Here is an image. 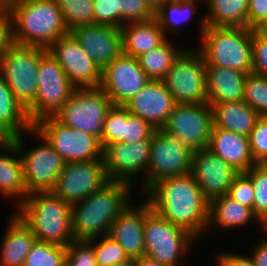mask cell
<instances>
[{
    "instance_id": "cell-1",
    "label": "cell",
    "mask_w": 267,
    "mask_h": 266,
    "mask_svg": "<svg viewBox=\"0 0 267 266\" xmlns=\"http://www.w3.org/2000/svg\"><path fill=\"white\" fill-rule=\"evenodd\" d=\"M140 197L145 198L161 217L196 239L206 236L209 201L191 173L158 180Z\"/></svg>"
},
{
    "instance_id": "cell-2",
    "label": "cell",
    "mask_w": 267,
    "mask_h": 266,
    "mask_svg": "<svg viewBox=\"0 0 267 266\" xmlns=\"http://www.w3.org/2000/svg\"><path fill=\"white\" fill-rule=\"evenodd\" d=\"M135 187L109 181L102 188L72 204V231L75 240H89L108 235L115 219L133 201Z\"/></svg>"
},
{
    "instance_id": "cell-3",
    "label": "cell",
    "mask_w": 267,
    "mask_h": 266,
    "mask_svg": "<svg viewBox=\"0 0 267 266\" xmlns=\"http://www.w3.org/2000/svg\"><path fill=\"white\" fill-rule=\"evenodd\" d=\"M10 11L15 44L48 49L69 33L55 0H13Z\"/></svg>"
},
{
    "instance_id": "cell-4",
    "label": "cell",
    "mask_w": 267,
    "mask_h": 266,
    "mask_svg": "<svg viewBox=\"0 0 267 266\" xmlns=\"http://www.w3.org/2000/svg\"><path fill=\"white\" fill-rule=\"evenodd\" d=\"M15 208L38 241L67 247L75 240L72 205L52 191L30 193Z\"/></svg>"
},
{
    "instance_id": "cell-5",
    "label": "cell",
    "mask_w": 267,
    "mask_h": 266,
    "mask_svg": "<svg viewBox=\"0 0 267 266\" xmlns=\"http://www.w3.org/2000/svg\"><path fill=\"white\" fill-rule=\"evenodd\" d=\"M198 48L206 67L252 73V29L206 25Z\"/></svg>"
},
{
    "instance_id": "cell-6",
    "label": "cell",
    "mask_w": 267,
    "mask_h": 266,
    "mask_svg": "<svg viewBox=\"0 0 267 266\" xmlns=\"http://www.w3.org/2000/svg\"><path fill=\"white\" fill-rule=\"evenodd\" d=\"M144 241L145 256L166 266H183L190 247L198 240L161 217L145 199Z\"/></svg>"
},
{
    "instance_id": "cell-7",
    "label": "cell",
    "mask_w": 267,
    "mask_h": 266,
    "mask_svg": "<svg viewBox=\"0 0 267 266\" xmlns=\"http://www.w3.org/2000/svg\"><path fill=\"white\" fill-rule=\"evenodd\" d=\"M47 51L38 46L12 42L0 55V75L25 110L35 101L40 58Z\"/></svg>"
},
{
    "instance_id": "cell-8",
    "label": "cell",
    "mask_w": 267,
    "mask_h": 266,
    "mask_svg": "<svg viewBox=\"0 0 267 266\" xmlns=\"http://www.w3.org/2000/svg\"><path fill=\"white\" fill-rule=\"evenodd\" d=\"M28 134H31L33 138L36 137V140H41L39 141L40 144L32 149L29 148V150L25 147L27 144L24 141ZM12 139L15 141L21 157L23 176L28 194L52 191L65 161L34 127Z\"/></svg>"
},
{
    "instance_id": "cell-9",
    "label": "cell",
    "mask_w": 267,
    "mask_h": 266,
    "mask_svg": "<svg viewBox=\"0 0 267 266\" xmlns=\"http://www.w3.org/2000/svg\"><path fill=\"white\" fill-rule=\"evenodd\" d=\"M196 47H185L163 79L178 104L208 102L206 63L198 45Z\"/></svg>"
},
{
    "instance_id": "cell-10",
    "label": "cell",
    "mask_w": 267,
    "mask_h": 266,
    "mask_svg": "<svg viewBox=\"0 0 267 266\" xmlns=\"http://www.w3.org/2000/svg\"><path fill=\"white\" fill-rule=\"evenodd\" d=\"M37 78L35 101L26 110L33 124L43 117L54 116L76 89L49 51L40 58Z\"/></svg>"
},
{
    "instance_id": "cell-11",
    "label": "cell",
    "mask_w": 267,
    "mask_h": 266,
    "mask_svg": "<svg viewBox=\"0 0 267 266\" xmlns=\"http://www.w3.org/2000/svg\"><path fill=\"white\" fill-rule=\"evenodd\" d=\"M112 102L100 88H76L54 115L62 124L97 137L101 142L103 122Z\"/></svg>"
},
{
    "instance_id": "cell-12",
    "label": "cell",
    "mask_w": 267,
    "mask_h": 266,
    "mask_svg": "<svg viewBox=\"0 0 267 266\" xmlns=\"http://www.w3.org/2000/svg\"><path fill=\"white\" fill-rule=\"evenodd\" d=\"M33 127L53 146L65 163L103 160V147L97 137L70 128L54 116L39 119Z\"/></svg>"
},
{
    "instance_id": "cell-13",
    "label": "cell",
    "mask_w": 267,
    "mask_h": 266,
    "mask_svg": "<svg viewBox=\"0 0 267 266\" xmlns=\"http://www.w3.org/2000/svg\"><path fill=\"white\" fill-rule=\"evenodd\" d=\"M152 138L135 143L119 142L103 150L104 166L110 181H120L137 187L135 181L141 174V194L147 191V166L150 159ZM138 175V176H137ZM135 183V184H134ZM135 185V186H134Z\"/></svg>"
},
{
    "instance_id": "cell-14",
    "label": "cell",
    "mask_w": 267,
    "mask_h": 266,
    "mask_svg": "<svg viewBox=\"0 0 267 266\" xmlns=\"http://www.w3.org/2000/svg\"><path fill=\"white\" fill-rule=\"evenodd\" d=\"M193 151L176 137L157 129L152 135L147 190L158 180L191 173Z\"/></svg>"
},
{
    "instance_id": "cell-15",
    "label": "cell",
    "mask_w": 267,
    "mask_h": 266,
    "mask_svg": "<svg viewBox=\"0 0 267 266\" xmlns=\"http://www.w3.org/2000/svg\"><path fill=\"white\" fill-rule=\"evenodd\" d=\"M213 125V110L208 102L177 103L162 130L182 141L192 151H197L208 148Z\"/></svg>"
},
{
    "instance_id": "cell-16",
    "label": "cell",
    "mask_w": 267,
    "mask_h": 266,
    "mask_svg": "<svg viewBox=\"0 0 267 266\" xmlns=\"http://www.w3.org/2000/svg\"><path fill=\"white\" fill-rule=\"evenodd\" d=\"M109 181L104 160L65 163L52 192L72 205Z\"/></svg>"
},
{
    "instance_id": "cell-17",
    "label": "cell",
    "mask_w": 267,
    "mask_h": 266,
    "mask_svg": "<svg viewBox=\"0 0 267 266\" xmlns=\"http://www.w3.org/2000/svg\"><path fill=\"white\" fill-rule=\"evenodd\" d=\"M149 81L138 59L121 53L102 69L100 88L113 105H124Z\"/></svg>"
},
{
    "instance_id": "cell-18",
    "label": "cell",
    "mask_w": 267,
    "mask_h": 266,
    "mask_svg": "<svg viewBox=\"0 0 267 266\" xmlns=\"http://www.w3.org/2000/svg\"><path fill=\"white\" fill-rule=\"evenodd\" d=\"M47 50L59 62L76 88L100 87L102 69L87 55L70 33L60 37Z\"/></svg>"
},
{
    "instance_id": "cell-19",
    "label": "cell",
    "mask_w": 267,
    "mask_h": 266,
    "mask_svg": "<svg viewBox=\"0 0 267 266\" xmlns=\"http://www.w3.org/2000/svg\"><path fill=\"white\" fill-rule=\"evenodd\" d=\"M238 173L208 148L193 151L191 174L209 202L228 194L230 185Z\"/></svg>"
},
{
    "instance_id": "cell-20",
    "label": "cell",
    "mask_w": 267,
    "mask_h": 266,
    "mask_svg": "<svg viewBox=\"0 0 267 266\" xmlns=\"http://www.w3.org/2000/svg\"><path fill=\"white\" fill-rule=\"evenodd\" d=\"M176 101L163 80H150L123 106L154 128L162 129L175 108Z\"/></svg>"
},
{
    "instance_id": "cell-21",
    "label": "cell",
    "mask_w": 267,
    "mask_h": 266,
    "mask_svg": "<svg viewBox=\"0 0 267 266\" xmlns=\"http://www.w3.org/2000/svg\"><path fill=\"white\" fill-rule=\"evenodd\" d=\"M69 33L101 69L122 53L121 28L89 24L77 26Z\"/></svg>"
},
{
    "instance_id": "cell-22",
    "label": "cell",
    "mask_w": 267,
    "mask_h": 266,
    "mask_svg": "<svg viewBox=\"0 0 267 266\" xmlns=\"http://www.w3.org/2000/svg\"><path fill=\"white\" fill-rule=\"evenodd\" d=\"M145 198L128 207L112 223L108 236L124 249L130 258L145 256L144 241Z\"/></svg>"
},
{
    "instance_id": "cell-23",
    "label": "cell",
    "mask_w": 267,
    "mask_h": 266,
    "mask_svg": "<svg viewBox=\"0 0 267 266\" xmlns=\"http://www.w3.org/2000/svg\"><path fill=\"white\" fill-rule=\"evenodd\" d=\"M0 196L18 206L28 195L22 161L13 139H0Z\"/></svg>"
},
{
    "instance_id": "cell-24",
    "label": "cell",
    "mask_w": 267,
    "mask_h": 266,
    "mask_svg": "<svg viewBox=\"0 0 267 266\" xmlns=\"http://www.w3.org/2000/svg\"><path fill=\"white\" fill-rule=\"evenodd\" d=\"M253 219V220H252ZM256 221L262 232L264 225L254 215L252 209L242 205L232 199L228 194L212 199L209 202V222L206 230L207 234L215 232L217 229L235 231L237 228H246L251 222ZM246 226V227H245ZM215 231H214V229ZM213 230V231H212ZM210 231V232H209Z\"/></svg>"
},
{
    "instance_id": "cell-25",
    "label": "cell",
    "mask_w": 267,
    "mask_h": 266,
    "mask_svg": "<svg viewBox=\"0 0 267 266\" xmlns=\"http://www.w3.org/2000/svg\"><path fill=\"white\" fill-rule=\"evenodd\" d=\"M208 149L235 170L247 172L256 163L251 154L249 137L213 125Z\"/></svg>"
},
{
    "instance_id": "cell-26",
    "label": "cell",
    "mask_w": 267,
    "mask_h": 266,
    "mask_svg": "<svg viewBox=\"0 0 267 266\" xmlns=\"http://www.w3.org/2000/svg\"><path fill=\"white\" fill-rule=\"evenodd\" d=\"M11 216L0 245V266H23L37 239L16 213Z\"/></svg>"
},
{
    "instance_id": "cell-27",
    "label": "cell",
    "mask_w": 267,
    "mask_h": 266,
    "mask_svg": "<svg viewBox=\"0 0 267 266\" xmlns=\"http://www.w3.org/2000/svg\"><path fill=\"white\" fill-rule=\"evenodd\" d=\"M121 32L122 53L135 58L157 48L167 39L155 18L125 23Z\"/></svg>"
},
{
    "instance_id": "cell-28",
    "label": "cell",
    "mask_w": 267,
    "mask_h": 266,
    "mask_svg": "<svg viewBox=\"0 0 267 266\" xmlns=\"http://www.w3.org/2000/svg\"><path fill=\"white\" fill-rule=\"evenodd\" d=\"M245 73L220 67H206L209 104L243 101Z\"/></svg>"
},
{
    "instance_id": "cell-29",
    "label": "cell",
    "mask_w": 267,
    "mask_h": 266,
    "mask_svg": "<svg viewBox=\"0 0 267 266\" xmlns=\"http://www.w3.org/2000/svg\"><path fill=\"white\" fill-rule=\"evenodd\" d=\"M206 5V6H205ZM198 25L199 37L205 26L214 27H248V0H206Z\"/></svg>"
},
{
    "instance_id": "cell-30",
    "label": "cell",
    "mask_w": 267,
    "mask_h": 266,
    "mask_svg": "<svg viewBox=\"0 0 267 266\" xmlns=\"http://www.w3.org/2000/svg\"><path fill=\"white\" fill-rule=\"evenodd\" d=\"M33 127L27 111L0 75V139H12Z\"/></svg>"
},
{
    "instance_id": "cell-31",
    "label": "cell",
    "mask_w": 267,
    "mask_h": 266,
    "mask_svg": "<svg viewBox=\"0 0 267 266\" xmlns=\"http://www.w3.org/2000/svg\"><path fill=\"white\" fill-rule=\"evenodd\" d=\"M214 126L246 137L255 127L258 113L244 101L210 104Z\"/></svg>"
},
{
    "instance_id": "cell-32",
    "label": "cell",
    "mask_w": 267,
    "mask_h": 266,
    "mask_svg": "<svg viewBox=\"0 0 267 266\" xmlns=\"http://www.w3.org/2000/svg\"><path fill=\"white\" fill-rule=\"evenodd\" d=\"M199 2L204 4L203 0H171L155 12L154 18L167 38L168 32L175 35L180 33V28H182L180 26H185L187 21L189 23L195 18V14L200 10Z\"/></svg>"
},
{
    "instance_id": "cell-33",
    "label": "cell",
    "mask_w": 267,
    "mask_h": 266,
    "mask_svg": "<svg viewBox=\"0 0 267 266\" xmlns=\"http://www.w3.org/2000/svg\"><path fill=\"white\" fill-rule=\"evenodd\" d=\"M172 41V38L168 37L157 48L137 57L140 67L145 71L150 80H163L175 58L185 48V46L174 45L176 42Z\"/></svg>"
},
{
    "instance_id": "cell-34",
    "label": "cell",
    "mask_w": 267,
    "mask_h": 266,
    "mask_svg": "<svg viewBox=\"0 0 267 266\" xmlns=\"http://www.w3.org/2000/svg\"><path fill=\"white\" fill-rule=\"evenodd\" d=\"M23 266H66V247L36 240Z\"/></svg>"
},
{
    "instance_id": "cell-35",
    "label": "cell",
    "mask_w": 267,
    "mask_h": 266,
    "mask_svg": "<svg viewBox=\"0 0 267 266\" xmlns=\"http://www.w3.org/2000/svg\"><path fill=\"white\" fill-rule=\"evenodd\" d=\"M69 31L77 26L94 24L93 0H55Z\"/></svg>"
},
{
    "instance_id": "cell-36",
    "label": "cell",
    "mask_w": 267,
    "mask_h": 266,
    "mask_svg": "<svg viewBox=\"0 0 267 266\" xmlns=\"http://www.w3.org/2000/svg\"><path fill=\"white\" fill-rule=\"evenodd\" d=\"M245 173L255 192L253 213L267 230V164H255Z\"/></svg>"
},
{
    "instance_id": "cell-37",
    "label": "cell",
    "mask_w": 267,
    "mask_h": 266,
    "mask_svg": "<svg viewBox=\"0 0 267 266\" xmlns=\"http://www.w3.org/2000/svg\"><path fill=\"white\" fill-rule=\"evenodd\" d=\"M243 101L259 116H267V76L253 72L246 75Z\"/></svg>"
},
{
    "instance_id": "cell-38",
    "label": "cell",
    "mask_w": 267,
    "mask_h": 266,
    "mask_svg": "<svg viewBox=\"0 0 267 266\" xmlns=\"http://www.w3.org/2000/svg\"><path fill=\"white\" fill-rule=\"evenodd\" d=\"M124 123H126V108L123 105H112L103 122L101 134L103 150L108 145L124 142Z\"/></svg>"
},
{
    "instance_id": "cell-39",
    "label": "cell",
    "mask_w": 267,
    "mask_h": 266,
    "mask_svg": "<svg viewBox=\"0 0 267 266\" xmlns=\"http://www.w3.org/2000/svg\"><path fill=\"white\" fill-rule=\"evenodd\" d=\"M87 241L93 246L98 266H112L129 258L119 243L108 235Z\"/></svg>"
},
{
    "instance_id": "cell-40",
    "label": "cell",
    "mask_w": 267,
    "mask_h": 266,
    "mask_svg": "<svg viewBox=\"0 0 267 266\" xmlns=\"http://www.w3.org/2000/svg\"><path fill=\"white\" fill-rule=\"evenodd\" d=\"M114 12H117L125 23L154 19V13L145 0H114Z\"/></svg>"
},
{
    "instance_id": "cell-41",
    "label": "cell",
    "mask_w": 267,
    "mask_h": 266,
    "mask_svg": "<svg viewBox=\"0 0 267 266\" xmlns=\"http://www.w3.org/2000/svg\"><path fill=\"white\" fill-rule=\"evenodd\" d=\"M249 144L256 164H267V116H260L250 132Z\"/></svg>"
},
{
    "instance_id": "cell-42",
    "label": "cell",
    "mask_w": 267,
    "mask_h": 266,
    "mask_svg": "<svg viewBox=\"0 0 267 266\" xmlns=\"http://www.w3.org/2000/svg\"><path fill=\"white\" fill-rule=\"evenodd\" d=\"M66 266H98L93 246L87 240H74L66 247Z\"/></svg>"
},
{
    "instance_id": "cell-43",
    "label": "cell",
    "mask_w": 267,
    "mask_h": 266,
    "mask_svg": "<svg viewBox=\"0 0 267 266\" xmlns=\"http://www.w3.org/2000/svg\"><path fill=\"white\" fill-rule=\"evenodd\" d=\"M157 129L139 116L129 113L126 109V123H124V143H135L152 138Z\"/></svg>"
},
{
    "instance_id": "cell-44",
    "label": "cell",
    "mask_w": 267,
    "mask_h": 266,
    "mask_svg": "<svg viewBox=\"0 0 267 266\" xmlns=\"http://www.w3.org/2000/svg\"><path fill=\"white\" fill-rule=\"evenodd\" d=\"M228 195L240 204L250 207L253 211L255 192L251 178L245 172H240L235 176Z\"/></svg>"
},
{
    "instance_id": "cell-45",
    "label": "cell",
    "mask_w": 267,
    "mask_h": 266,
    "mask_svg": "<svg viewBox=\"0 0 267 266\" xmlns=\"http://www.w3.org/2000/svg\"><path fill=\"white\" fill-rule=\"evenodd\" d=\"M252 72L267 76V39L252 29Z\"/></svg>"
},
{
    "instance_id": "cell-46",
    "label": "cell",
    "mask_w": 267,
    "mask_h": 266,
    "mask_svg": "<svg viewBox=\"0 0 267 266\" xmlns=\"http://www.w3.org/2000/svg\"><path fill=\"white\" fill-rule=\"evenodd\" d=\"M94 24L109 25L121 28L125 22L114 12V0H93Z\"/></svg>"
},
{
    "instance_id": "cell-47",
    "label": "cell",
    "mask_w": 267,
    "mask_h": 266,
    "mask_svg": "<svg viewBox=\"0 0 267 266\" xmlns=\"http://www.w3.org/2000/svg\"><path fill=\"white\" fill-rule=\"evenodd\" d=\"M267 22V0H248V28L258 29Z\"/></svg>"
},
{
    "instance_id": "cell-48",
    "label": "cell",
    "mask_w": 267,
    "mask_h": 266,
    "mask_svg": "<svg viewBox=\"0 0 267 266\" xmlns=\"http://www.w3.org/2000/svg\"><path fill=\"white\" fill-rule=\"evenodd\" d=\"M218 255H215V259H217L215 262L216 266H255L252 258L247 253L246 255L241 253H235V252H220L217 253Z\"/></svg>"
},
{
    "instance_id": "cell-49",
    "label": "cell",
    "mask_w": 267,
    "mask_h": 266,
    "mask_svg": "<svg viewBox=\"0 0 267 266\" xmlns=\"http://www.w3.org/2000/svg\"><path fill=\"white\" fill-rule=\"evenodd\" d=\"M12 43L10 8H0V55Z\"/></svg>"
},
{
    "instance_id": "cell-50",
    "label": "cell",
    "mask_w": 267,
    "mask_h": 266,
    "mask_svg": "<svg viewBox=\"0 0 267 266\" xmlns=\"http://www.w3.org/2000/svg\"><path fill=\"white\" fill-rule=\"evenodd\" d=\"M267 236V230H264L263 232ZM261 240H258L254 245V248H252V251L250 253V257L252 258L255 266H267V238L263 236V238L260 237Z\"/></svg>"
},
{
    "instance_id": "cell-51",
    "label": "cell",
    "mask_w": 267,
    "mask_h": 266,
    "mask_svg": "<svg viewBox=\"0 0 267 266\" xmlns=\"http://www.w3.org/2000/svg\"><path fill=\"white\" fill-rule=\"evenodd\" d=\"M134 266H166L147 256L134 258Z\"/></svg>"
},
{
    "instance_id": "cell-52",
    "label": "cell",
    "mask_w": 267,
    "mask_h": 266,
    "mask_svg": "<svg viewBox=\"0 0 267 266\" xmlns=\"http://www.w3.org/2000/svg\"><path fill=\"white\" fill-rule=\"evenodd\" d=\"M168 1L171 0H145L147 6L154 14Z\"/></svg>"
},
{
    "instance_id": "cell-53",
    "label": "cell",
    "mask_w": 267,
    "mask_h": 266,
    "mask_svg": "<svg viewBox=\"0 0 267 266\" xmlns=\"http://www.w3.org/2000/svg\"><path fill=\"white\" fill-rule=\"evenodd\" d=\"M112 266H134V258H128L127 260H124L122 262H118Z\"/></svg>"
},
{
    "instance_id": "cell-54",
    "label": "cell",
    "mask_w": 267,
    "mask_h": 266,
    "mask_svg": "<svg viewBox=\"0 0 267 266\" xmlns=\"http://www.w3.org/2000/svg\"><path fill=\"white\" fill-rule=\"evenodd\" d=\"M257 30L267 39V22L263 23Z\"/></svg>"
},
{
    "instance_id": "cell-55",
    "label": "cell",
    "mask_w": 267,
    "mask_h": 266,
    "mask_svg": "<svg viewBox=\"0 0 267 266\" xmlns=\"http://www.w3.org/2000/svg\"><path fill=\"white\" fill-rule=\"evenodd\" d=\"M13 0H0V8H10Z\"/></svg>"
}]
</instances>
